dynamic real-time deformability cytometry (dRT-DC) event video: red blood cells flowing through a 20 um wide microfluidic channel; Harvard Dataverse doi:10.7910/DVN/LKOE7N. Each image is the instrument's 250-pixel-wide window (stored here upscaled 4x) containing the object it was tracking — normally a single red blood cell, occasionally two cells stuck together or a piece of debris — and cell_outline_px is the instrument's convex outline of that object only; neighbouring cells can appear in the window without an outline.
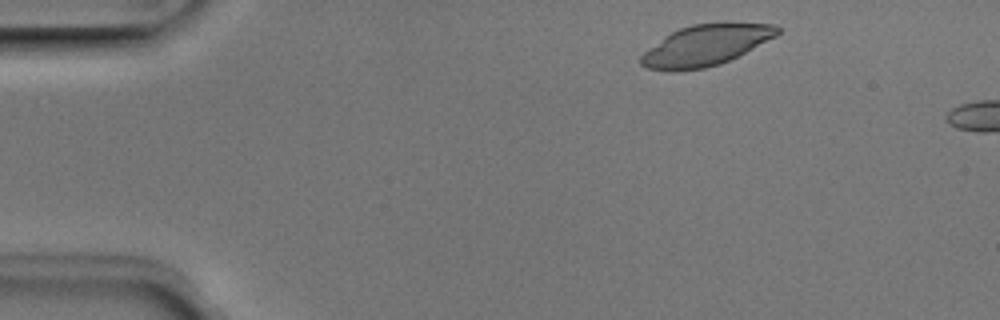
{"species": "Egyptian fruit bat (a non-hibernating species)", "species_latin": "Rousettus aegyptiacus", "temperature_condition": "room temperature", "stored_images_in_passage": 2, "camera_frame_rate_fps": 3000, "um_per_image_px": 0.085, "animal": {"sex": "male"}, "frame": {"image": 1, "passage_image": 1, "time_ms": 0.0, "image_size_px": [1000, 320], "cell_outline_px": [[780, 32], [776, 36], [720, 64], [704, 68], [680, 72], [668, 72], [648, 68], [640, 64], [640, 56], [648, 48], [664, 36], [680, 28], [692, 24], [776, 24], [780, 28]], "centroid_in_image_um": [59.91, 3.88], "position_along_channel_um": 25.1, "area_um2": 32.02}}